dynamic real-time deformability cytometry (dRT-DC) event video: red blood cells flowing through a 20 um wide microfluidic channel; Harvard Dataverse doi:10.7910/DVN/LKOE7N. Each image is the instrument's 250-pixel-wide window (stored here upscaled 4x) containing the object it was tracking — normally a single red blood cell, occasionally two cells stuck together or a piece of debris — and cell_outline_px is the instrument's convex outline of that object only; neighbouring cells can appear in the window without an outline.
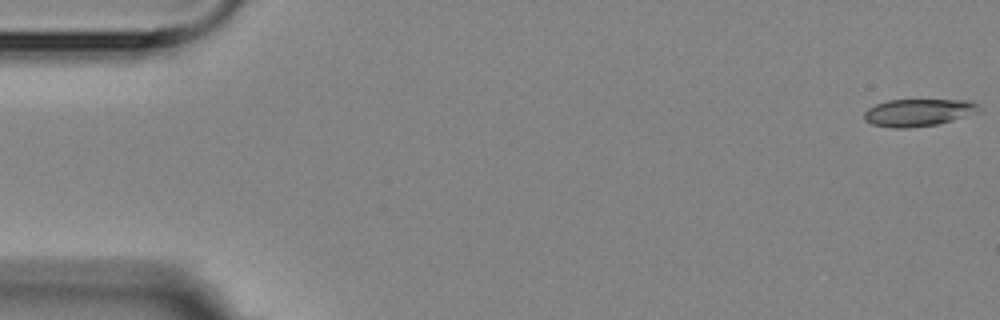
{"species": "Egyptian fruit bat (a non-hibernating species)", "species_latin": "Rousettus aegyptiacus", "temperature_condition": "room temperature", "stored_images_in_passage": 6, "segment_of_instrument_passage": [2, 2], "camera_frame_rate_fps": 3000, "um_per_image_px": 0.085, "animal": {"sex": "female"}, "frame": {"image": 1, "passage_image": 6, "time_ms": 5.667, "image_size_px": [1000, 320], "cell_outline_px": [[980, 112], [952, 120], [936, 124], [908, 128], [892, 128], [872, 124], [864, 120], [864, 112], [868, 108], [876, 104], [888, 100], [972, 100], [980, 108]], "centroid_in_image_um": [78.05, 9.56], "position_along_channel_um": 6.9, "area_um2": 18.26}}